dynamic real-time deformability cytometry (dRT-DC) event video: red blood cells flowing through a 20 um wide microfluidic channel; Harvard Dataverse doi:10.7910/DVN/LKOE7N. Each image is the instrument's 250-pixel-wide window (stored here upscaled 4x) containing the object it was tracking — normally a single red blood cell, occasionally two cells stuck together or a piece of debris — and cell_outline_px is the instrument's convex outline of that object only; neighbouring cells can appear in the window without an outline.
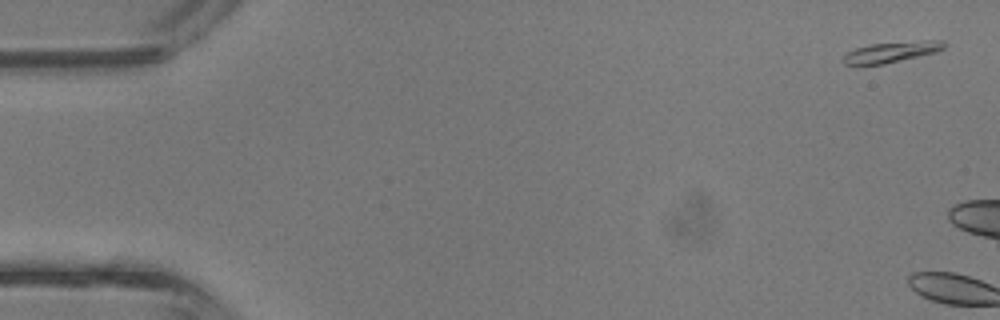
{"species": "common noctule bat (a hibernating species)", "species_latin": "Nyctalus noctula", "temperature_condition": "room temperature", "stored_images_in_passage": 5, "camera_frame_rate_fps": 3000, "um_per_image_px": 0.085, "animal": {"sex": "male", "body_mass_g": 13.3}, "frame": {"image": 1, "passage_image": 1, "time_ms": 0.0, "image_size_px": [1000, 320], "cell_outline_px": [[944, 48], [936, 52], [884, 64], [844, 64], [844, 56], [848, 52], [856, 48], [872, 44], [924, 40], [940, 40], [944, 44]], "centroid_in_image_um": [75.8, 4.41], "position_along_channel_um": 9.2, "area_um2": 11.79}}